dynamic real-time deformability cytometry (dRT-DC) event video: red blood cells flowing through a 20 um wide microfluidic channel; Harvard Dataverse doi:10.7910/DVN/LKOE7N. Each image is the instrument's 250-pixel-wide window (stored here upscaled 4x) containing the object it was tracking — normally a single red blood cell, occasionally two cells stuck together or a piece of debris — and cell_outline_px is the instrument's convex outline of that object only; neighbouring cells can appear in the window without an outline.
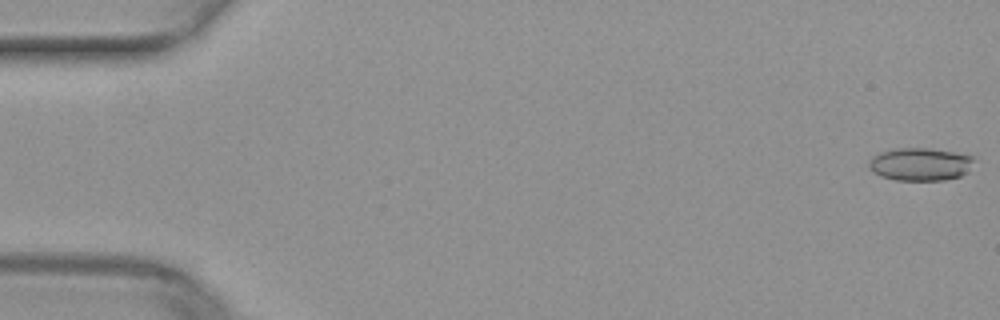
{"species": "common noctule bat (a hibernating species)", "species_latin": "Nyctalus noctula", "temperature_condition": "warm", "stored_images_in_passage": 48, "camera_frame_rate_fps": 3000, "um_per_image_px": 0.085, "animal": {"sex": "female", "body_mass_g": 29.2, "forearm_length_mm": 56.3}, "frame": {"image": 1, "passage_image": 1, "time_ms": 0.0, "image_size_px": [1000, 320], "cell_outline_px": [[976, 160], [968, 172], [960, 176], [944, 180], [896, 180], [880, 176], [872, 172], [868, 168], [868, 164], [872, 156], [880, 152], [896, 148], [928, 148], [952, 152], [972, 156]], "centroid_in_image_um": [78.21, 13.96], "position_along_channel_um": 6.8, "area_um2": 20.29}}
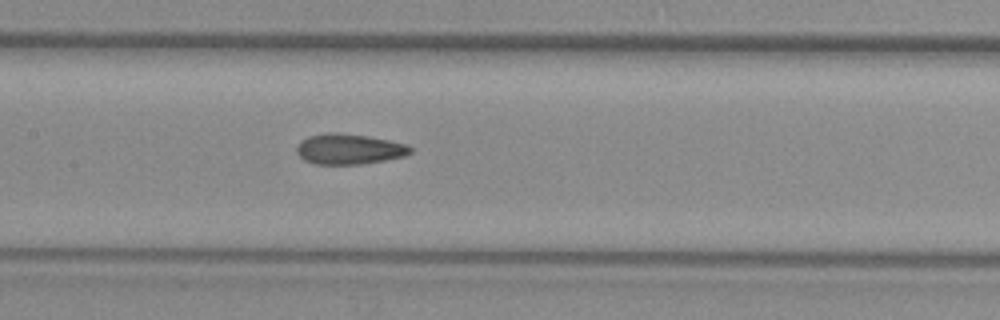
{"frame": {"image": 2, "passage_image": 25, "time_ms": 8.0, "image_size_px": [1000, 320], "cell_outline_px": [[412, 152], [404, 156], [384, 160], [360, 164], [312, 164], [304, 160], [296, 152], [296, 148], [300, 140], [308, 136], [328, 132], [336, 132], [368, 136], [408, 144], [412, 148]], "centroid_in_image_um": [29.65, 12.66], "position_along_channel_um": 177.8, "area_um2": 20.29}}
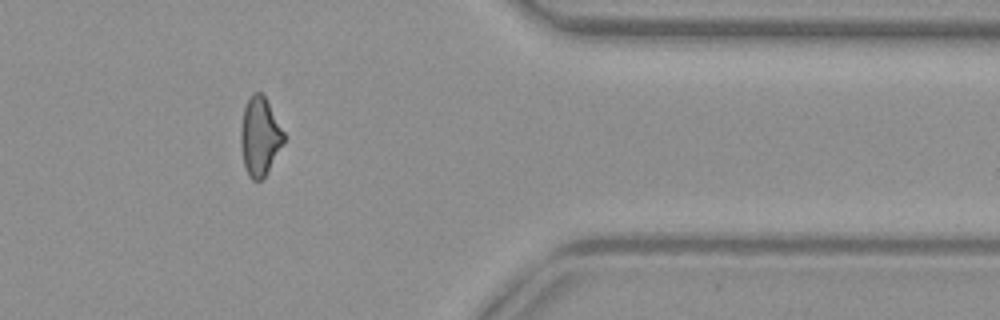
{"frame": {"image": 3, "passage_image": 42, "time_ms": 13.667, "image_size_px": [1000, 320], "cell_outline_px": [[284, 140], [264, 176], [260, 180], [252, 180], [248, 176], [244, 164], [240, 148], [240, 128], [244, 108], [248, 96], [252, 92], [260, 92], [264, 96], [284, 132]], "centroid_in_image_um": [22.04, 11.56], "position_along_channel_um": 389.4, "area_um2": 19.36}}